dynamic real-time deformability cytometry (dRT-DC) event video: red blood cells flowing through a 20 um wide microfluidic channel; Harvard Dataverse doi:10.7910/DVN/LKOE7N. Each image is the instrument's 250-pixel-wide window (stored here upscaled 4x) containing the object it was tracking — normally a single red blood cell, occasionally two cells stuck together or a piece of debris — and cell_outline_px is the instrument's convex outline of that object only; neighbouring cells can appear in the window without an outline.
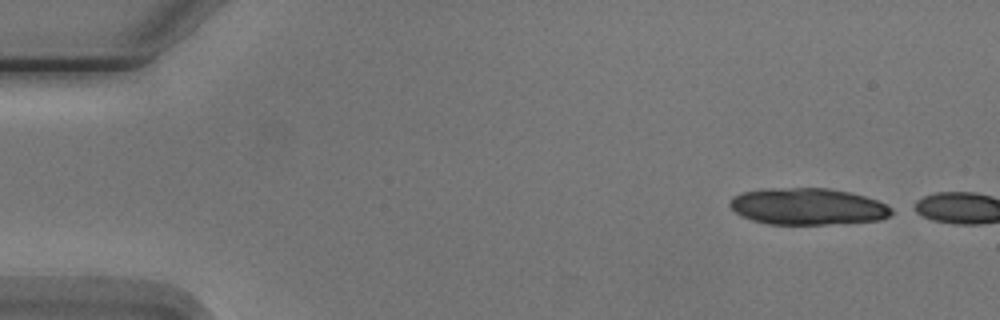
{"species": "Egyptian fruit bat (a non-hibernating species)", "species_latin": "Rousettus aegyptiacus", "temperature_condition": "cold", "stored_images_in_passage": 2, "camera_frame_rate_fps": 3000, "um_per_image_px": 0.085, "animal": {"sex": "male"}, "frame": {"image": 1, "passage_image": 1, "time_ms": 0.0, "image_size_px": [1000, 320], "cell_outline_px": [[892, 212], [888, 216], [880, 220], [824, 224], [768, 224], [752, 220], [736, 212], [728, 204], [732, 196], [744, 192], [792, 188], [828, 188], [848, 192], [864, 196], [876, 200], [892, 208]], "centroid_in_image_um": [68.66, 17.56], "position_along_channel_um": 16.3, "area_um2": 33.87}}